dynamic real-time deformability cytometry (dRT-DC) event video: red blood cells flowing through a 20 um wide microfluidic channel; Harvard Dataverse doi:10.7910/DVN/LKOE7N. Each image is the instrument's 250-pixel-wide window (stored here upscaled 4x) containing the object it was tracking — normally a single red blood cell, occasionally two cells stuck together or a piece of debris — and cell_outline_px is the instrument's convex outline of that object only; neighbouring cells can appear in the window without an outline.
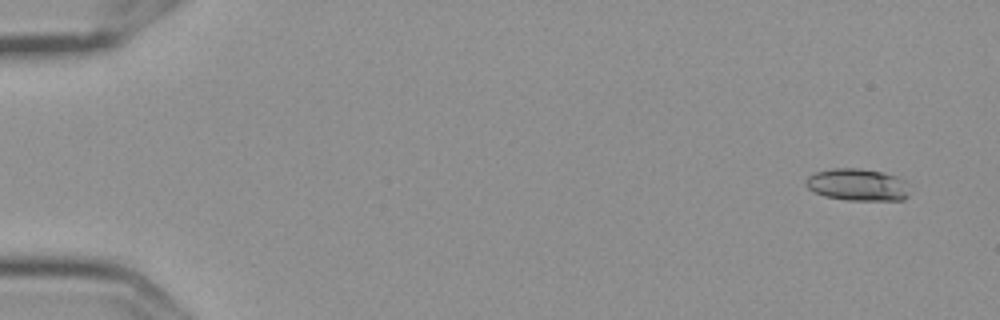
{"species": "Egyptian fruit bat (a non-hibernating species)", "species_latin": "Rousettus aegyptiacus", "temperature_condition": "cold", "stored_images_in_passage": 5, "camera_frame_rate_fps": 3000, "um_per_image_px": 0.085, "frame": {"image": 1, "passage_image": 1, "time_ms": 0.0, "image_size_px": [1000, 320], "cell_outline_px": [[908, 196], [904, 200], [848, 200], [824, 196], [808, 188], [804, 184], [808, 176], [816, 172], [832, 168], [860, 168], [880, 172], [896, 176], [904, 180]], "centroid_in_image_um": [72.86, 15.7], "position_along_channel_um": 12.1, "area_um2": 19.25}}
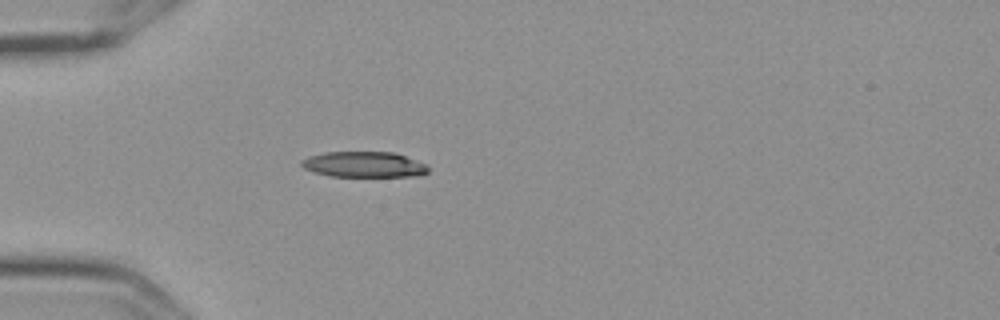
{"frame": {"image": 2, "passage_image": 5, "time_ms": 1.333, "image_size_px": [1000, 320], "cell_outline_px": [[428, 172], [420, 176], [332, 176], [316, 172], [304, 168], [300, 164], [300, 160], [308, 156], [324, 152], [396, 152], [424, 164], [428, 168]], "centroid_in_image_um": [30.92, 13.97], "position_along_channel_um": 54.1, "area_um2": 18.84}}